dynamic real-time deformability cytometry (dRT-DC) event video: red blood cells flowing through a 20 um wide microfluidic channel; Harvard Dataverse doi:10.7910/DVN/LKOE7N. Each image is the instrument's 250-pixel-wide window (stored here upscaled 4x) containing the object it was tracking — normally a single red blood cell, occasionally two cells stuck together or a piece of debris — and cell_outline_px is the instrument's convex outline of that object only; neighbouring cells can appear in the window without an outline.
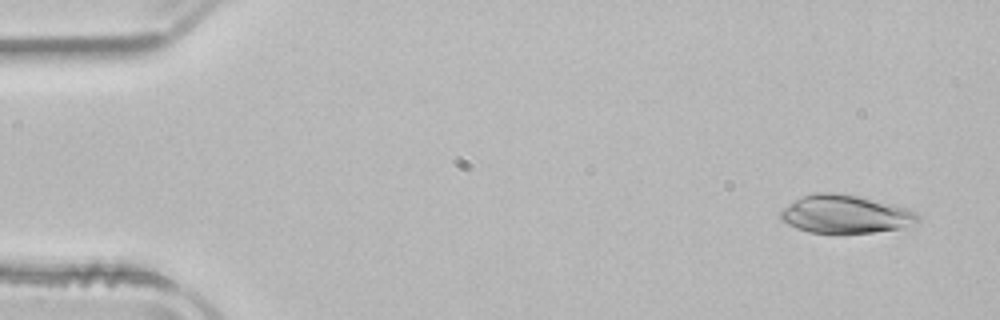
{"species": "common noctule bat (a hibernating species)", "species_latin": "Nyctalus noctula", "temperature_condition": "room temperature", "stored_images_in_passage": 51, "camera_frame_rate_fps": 3000, "um_per_image_px": 0.085, "animal": {"sex": "male", "body_mass_g": 21.5, "forearm_length_mm": 52.0}, "frame": {"image": 1, "passage_image": 3, "time_ms": 0.667, "image_size_px": [1000, 320], "cell_outline_px": [[920, 220], [916, 224], [900, 228], [872, 232], [808, 232], [796, 228], [780, 220], [780, 212], [784, 208], [800, 196], [816, 192], [836, 192], [856, 196], [892, 204], [916, 212], [920, 216]], "centroid_in_image_um": [71.84, 18.19], "position_along_channel_um": 13.2, "area_um2": 30.29}}
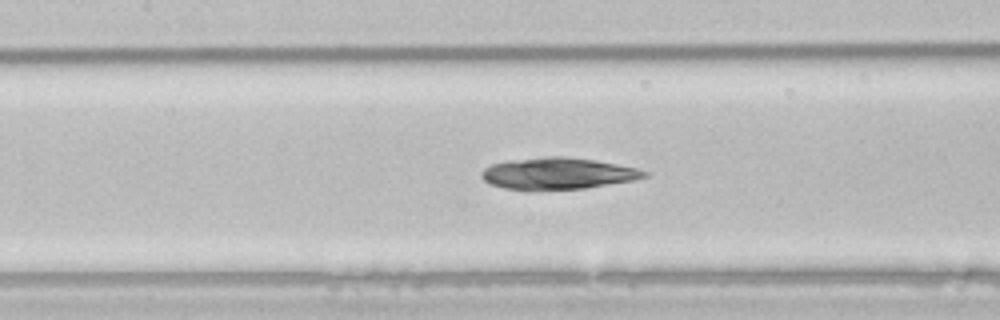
{"frame": {"image": 2, "passage_image": 23, "time_ms": 7.333, "image_size_px": [1000, 320], "cell_outline_px": [[648, 176], [632, 180], [584, 188], [504, 188], [492, 184], [484, 180], [480, 176], [480, 172], [484, 168], [492, 164], [508, 160], [548, 156], [564, 156], [592, 160], [616, 164], [636, 168], [648, 172]], "centroid_in_image_um": [47.39, 14.71], "position_along_channel_um": 160.0, "area_um2": 29.13}}
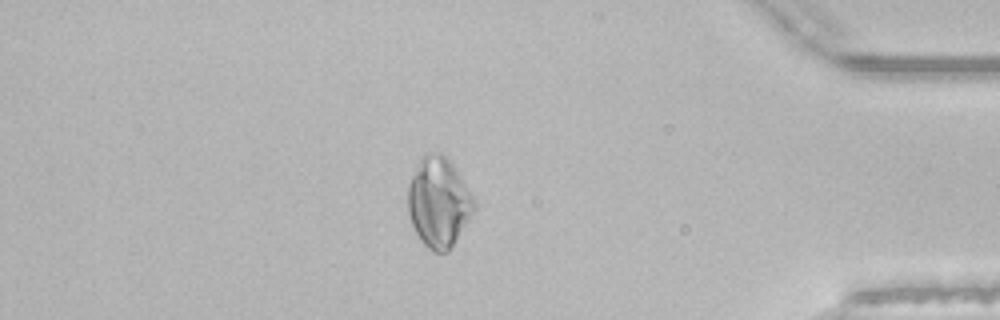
{"frame": {"image": 3, "passage_image": 44, "time_ms": 14.333, "image_size_px": [1000, 320], "cell_outline_px": [[476, 208], [448, 252], [432, 252], [420, 240], [412, 224], [408, 212], [408, 184], [424, 152], [440, 152], [452, 164], [476, 200]], "centroid_in_image_um": [37.29, 17.2], "position_along_channel_um": 397.9, "area_um2": 34.45}}